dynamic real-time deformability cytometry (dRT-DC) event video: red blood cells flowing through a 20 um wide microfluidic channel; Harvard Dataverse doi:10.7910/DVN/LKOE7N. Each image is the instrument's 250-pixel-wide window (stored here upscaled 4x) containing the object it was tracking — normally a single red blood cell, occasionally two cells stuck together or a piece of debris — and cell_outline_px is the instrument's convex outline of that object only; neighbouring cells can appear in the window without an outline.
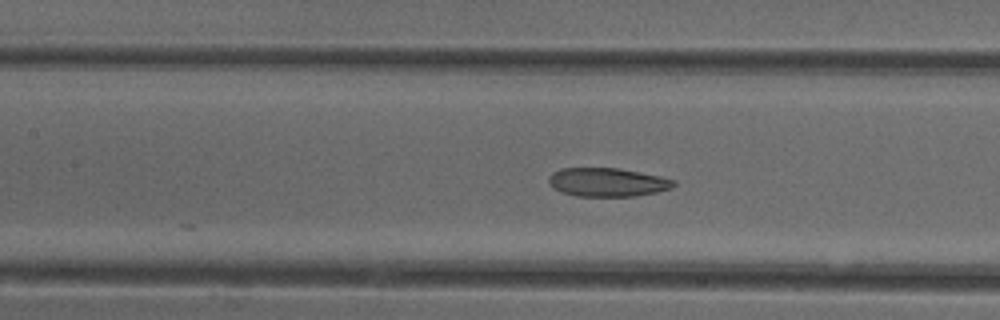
{"species": "common noctule bat (a hibernating species)", "species_latin": "Nyctalus noctula", "temperature_condition": "cold", "stored_images_in_passage": 28, "camera_frame_rate_fps": 3000, "um_per_image_px": 0.085, "animal": {"sex": "female"}, "frame": {"image": 1, "passage_image": 23, "time_ms": 7.333, "image_size_px": [1000, 320], "cell_outline_px": [[676, 184], [672, 188], [656, 192], [632, 196], [576, 196], [552, 188], [548, 180], [548, 176], [552, 172], [560, 168], [616, 168], [660, 176], [676, 180]], "centroid_in_image_um": [51.61, 15.48], "position_along_channel_um": 155.8, "area_um2": 20.81}}
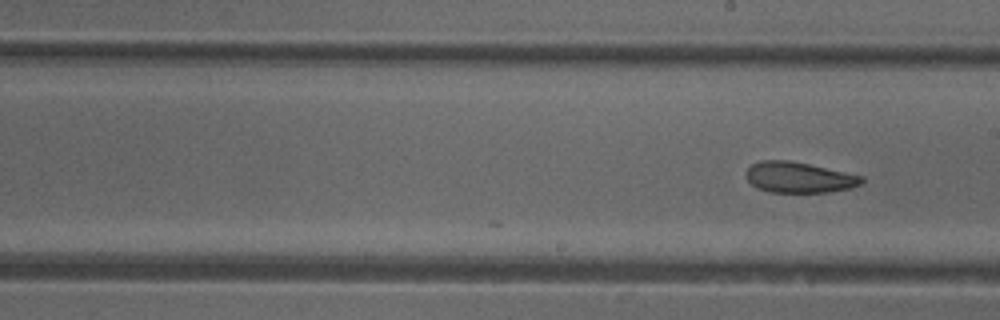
{"frame": {"image": 2, "passage_image": 28, "time_ms": 9.0, "image_size_px": [1000, 320], "cell_outline_px": [[864, 180], [860, 184], [852, 188], [828, 192], [768, 192], [756, 188], [748, 180], [744, 172], [752, 164], [760, 160], [788, 160], [808, 164], [864, 176]], "centroid_in_image_um": [67.89, 15.08], "position_along_channel_um": 221.1, "area_um2": 20.75}}